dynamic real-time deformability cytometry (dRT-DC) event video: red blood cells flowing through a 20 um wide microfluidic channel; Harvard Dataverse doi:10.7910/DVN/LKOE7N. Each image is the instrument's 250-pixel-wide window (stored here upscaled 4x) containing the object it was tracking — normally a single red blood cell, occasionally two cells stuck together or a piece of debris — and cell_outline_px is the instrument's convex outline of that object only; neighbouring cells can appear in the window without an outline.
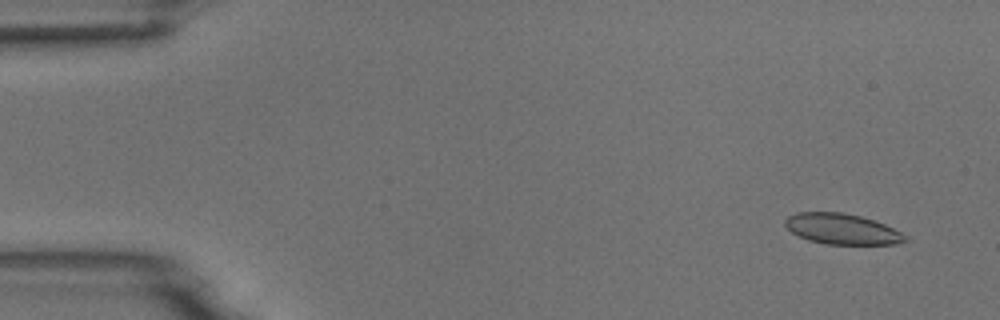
{"species": "common noctule bat (a hibernating species)", "species_latin": "Nyctalus noctula", "temperature_condition": "room temperature", "stored_images_in_passage": 55, "camera_frame_rate_fps": 3000, "um_per_image_px": 0.085, "animal": {"sex": "male", "body_mass_g": 18.8}, "frame": {"image": 1, "passage_image": 4, "time_ms": 1.0, "image_size_px": [1000, 320], "cell_outline_px": [[908, 240], [896, 244], [824, 244], [808, 240], [792, 232], [784, 224], [784, 220], [788, 216], [796, 212], [840, 212], [860, 216], [884, 224], [908, 236]], "centroid_in_image_um": [71.55, 19.46], "position_along_channel_um": 13.4, "area_um2": 21.33}}
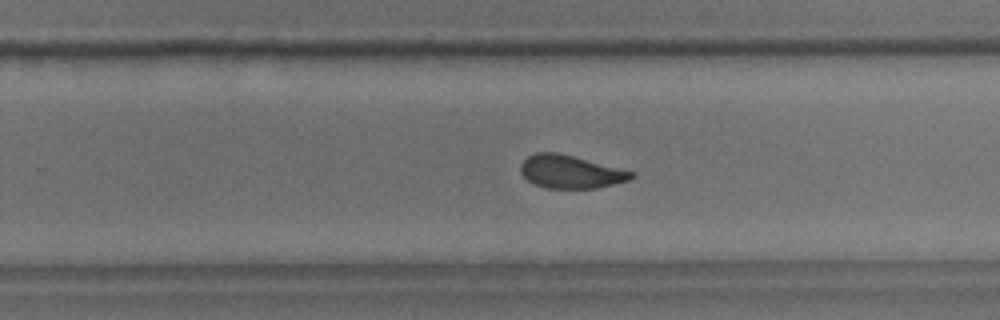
{"frame": {"image": 2, "passage_image": 35, "time_ms": 11.333, "image_size_px": [1000, 320], "cell_outline_px": [[636, 176], [628, 180], [596, 188], [544, 188], [528, 180], [520, 172], [520, 164], [528, 156], [536, 152], [556, 152], [636, 172]], "centroid_in_image_um": [48.49, 14.6], "position_along_channel_um": 281.3, "area_um2": 21.15}}
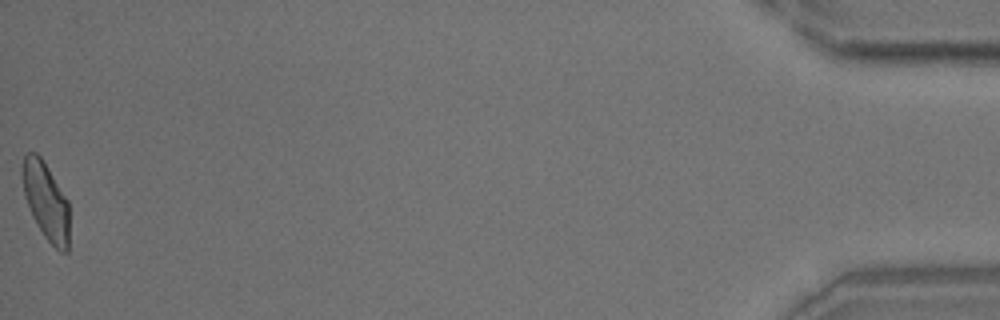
{"frame": {"image": 3, "passage_image": 55, "time_ms": 18.0, "image_size_px": [1000, 320], "cell_outline_px": [[68, 252], [60, 252], [44, 236], [32, 216], [24, 196], [20, 172], [20, 168], [24, 156], [28, 152], [36, 152], [40, 156], [68, 200]], "centroid_in_image_um": [3.87, 17.06], "position_along_channel_um": 431.3, "area_um2": 21.21}, "authors_computed_cell_mechanics": {"area_um2": 22.1952, "velocity_mm_per_s": 3.709, "shape_relaxation_time_tau1_ms": 3.2616, "shape_relaxation_time_tau2_ms": 1.1515, "deformation_change_tau1": 0.1051, "deformation_change_tau2": 0.0629}}